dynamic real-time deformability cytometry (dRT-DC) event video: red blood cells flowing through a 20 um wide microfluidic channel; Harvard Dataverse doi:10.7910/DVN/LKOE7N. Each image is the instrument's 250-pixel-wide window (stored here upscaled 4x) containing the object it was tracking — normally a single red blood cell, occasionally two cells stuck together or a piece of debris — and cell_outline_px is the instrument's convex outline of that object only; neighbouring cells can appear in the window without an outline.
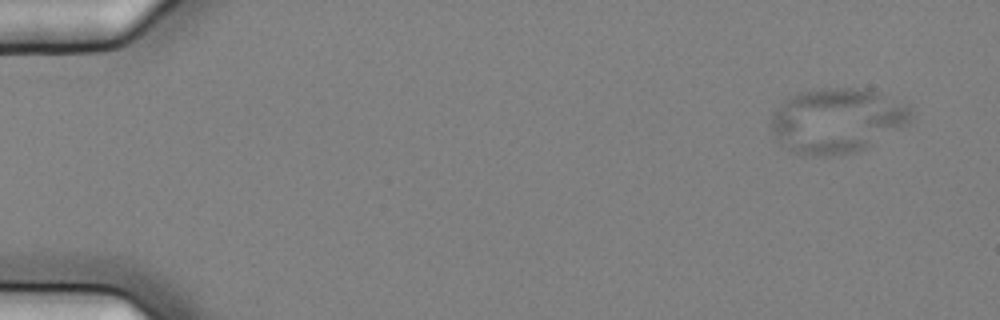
{"species": "common noctule bat (a hibernating species)", "species_latin": "Nyctalus noctula", "temperature_condition": "cold", "stored_images_in_passage": 4, "camera_frame_rate_fps": 3000, "um_per_image_px": 0.085, "animal": {"sex": "female", "body_mass_g": 25.1}, "frame": {"image": 1, "passage_image": 1, "time_ms": 0.0, "image_size_px": [1000, 320], "cell_outline_px": [[912, 116], [908, 124], [864, 148], [852, 152], [796, 152], [776, 136], [772, 128], [772, 112], [776, 108], [792, 96], [800, 92], [820, 88], [852, 88], [876, 92], [912, 108]], "centroid_in_image_um": [71.19, 10.17], "position_along_channel_um": 13.8, "area_um2": 50.46}}